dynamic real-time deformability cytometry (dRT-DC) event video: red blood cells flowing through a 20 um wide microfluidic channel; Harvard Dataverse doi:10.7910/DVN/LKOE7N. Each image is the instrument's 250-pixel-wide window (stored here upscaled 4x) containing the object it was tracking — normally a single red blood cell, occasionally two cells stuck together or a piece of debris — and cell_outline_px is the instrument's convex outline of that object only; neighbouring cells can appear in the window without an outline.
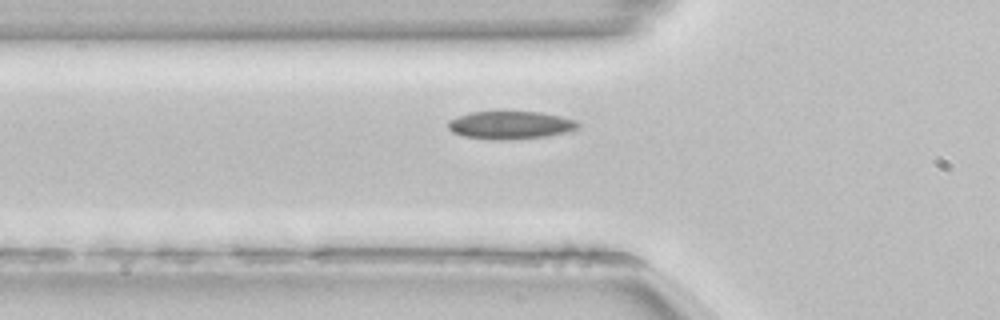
{"species": "common noctule bat (a hibernating species)", "species_latin": "Nyctalus noctula", "temperature_condition": "room temperature", "stored_images_in_passage": 3, "segment_of_instrument_passage": [2, 2], "camera_frame_rate_fps": 3000, "um_per_image_px": 0.085, "animal": {"sex": "female", "body_mass_g": 22.7, "forearm_length_mm": 54.2}, "frame": {"image": 1, "passage_image": 2, "time_ms": 0.333, "image_size_px": [1000, 320], "cell_outline_px": [[580, 124], [576, 128], [568, 132], [544, 136], [508, 140], [492, 140], [464, 136], [452, 132], [448, 128], [448, 120], [456, 116], [468, 112], [540, 112], [560, 116], [576, 120]], "centroid_in_image_um": [43.34, 10.63], "position_along_channel_um": 82.5, "area_um2": 21.15}}